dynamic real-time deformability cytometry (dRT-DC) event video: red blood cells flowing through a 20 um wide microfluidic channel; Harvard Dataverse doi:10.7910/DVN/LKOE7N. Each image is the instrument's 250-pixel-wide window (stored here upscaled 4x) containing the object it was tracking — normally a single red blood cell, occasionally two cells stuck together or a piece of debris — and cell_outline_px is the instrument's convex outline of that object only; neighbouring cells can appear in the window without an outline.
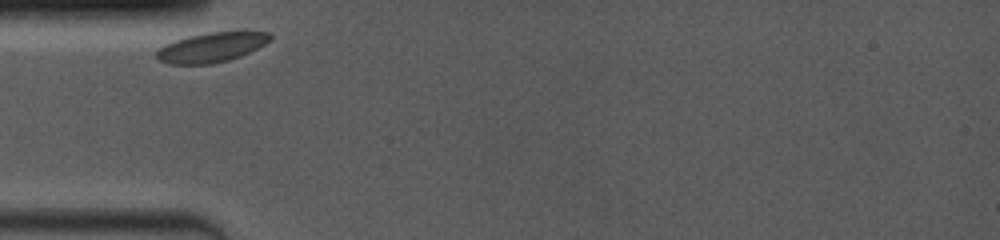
{"species": "common noctule bat (a hibernating species)", "species_latin": "Nyctalus noctula", "temperature_condition": "room temperature", "stored_images_in_passage": 31, "camera_frame_rate_fps": 4000, "um_per_image_px": 0.085, "animal": {"sex": "female", "body_mass_g": 19.0, "forearm_length_mm": 53.3}, "frame": {"image": 1, "passage_image": 1, "time_ms": 0.0, "image_size_px": [1000, 240], "cell_outline_px": [[272, 36], [264, 44], [240, 56], [228, 60], [212, 64], [168, 64], [160, 60], [156, 56], [156, 52], [164, 44], [188, 36], [212, 32], [268, 32]], "centroid_in_image_um": [17.93, 4.03], "position_along_channel_um": 67.1, "area_um2": 19.25}}
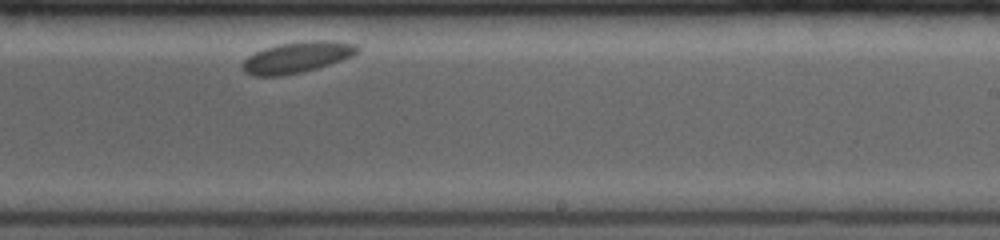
{"frame": {"image": 2, "passage_image": 18, "time_ms": 5.75, "image_size_px": [1000, 240], "cell_outline_px": [[360, 48], [352, 56], [304, 72], [280, 76], [252, 76], [244, 72], [240, 64], [248, 56], [264, 48], [280, 44], [308, 40], [332, 40], [356, 44]], "centroid_in_image_um": [25.21, 4.87], "position_along_channel_um": 263.8, "area_um2": 20.81}}
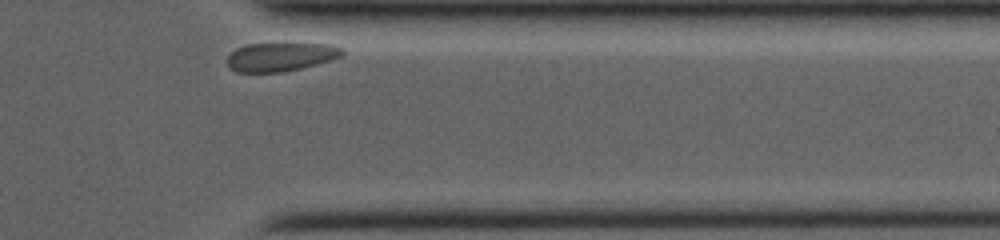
{"frame": {"image": 3, "passage_image": 31, "time_ms": 9.25, "image_size_px": [1000, 240], "cell_outline_px": [[344, 56], [316, 64], [284, 72], [236, 72], [228, 68], [228, 56], [236, 48], [248, 44], [332, 44], [344, 48]], "centroid_in_image_um": [23.88, 4.83], "position_along_channel_um": 387.5, "area_um2": 19.19}}